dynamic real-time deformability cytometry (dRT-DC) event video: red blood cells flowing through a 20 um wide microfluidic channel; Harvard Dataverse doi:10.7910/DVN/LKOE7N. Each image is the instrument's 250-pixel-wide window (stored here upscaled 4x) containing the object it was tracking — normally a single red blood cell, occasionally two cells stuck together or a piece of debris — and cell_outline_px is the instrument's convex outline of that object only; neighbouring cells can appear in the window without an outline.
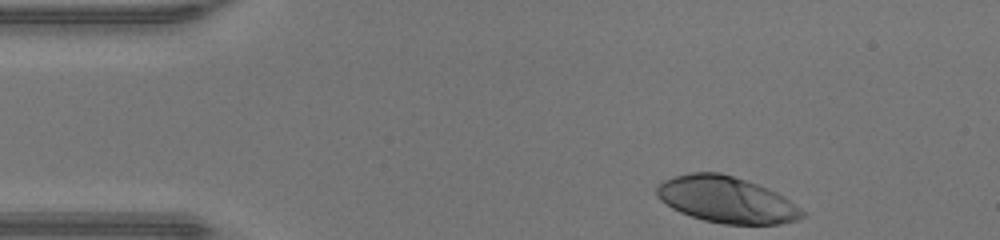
{"species": "human", "species_latin": "Homo sapiens", "temperature_condition": "warm", "stored_images_in_passage": 33, "camera_frame_rate_fps": 3000, "um_per_image_px": 0.085, "donor": {"sex": "male"}, "frame": {"image": 1, "passage_image": 1, "time_ms": 0.0, "image_size_px": [1000, 240], "cell_outline_px": [[808, 216], [796, 220], [780, 224], [724, 224], [704, 220], [680, 212], [672, 208], [660, 200], [656, 196], [656, 188], [664, 180], [672, 176], [688, 172], [720, 172], [768, 188], [784, 196], [800, 208]], "centroid_in_image_um": [61.74, 16.97], "position_along_channel_um": 23.3, "area_um2": 39.25}}
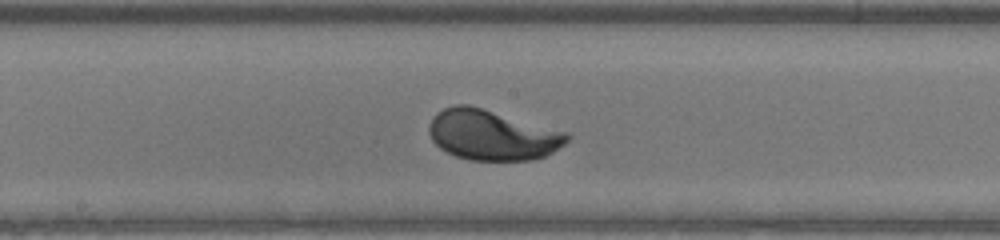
{"frame": {"image": 2, "passage_image": 19, "time_ms": 6.0, "image_size_px": [1000, 240], "cell_outline_px": [[572, 136], [564, 144], [552, 152], [544, 156], [532, 160], [468, 160], [456, 156], [440, 148], [432, 140], [428, 132], [428, 124], [432, 116], [436, 112], [452, 104], [468, 104], [568, 132]], "centroid_in_image_um": [41.81, 11.46], "position_along_channel_um": 206.4, "area_um2": 40.63}}
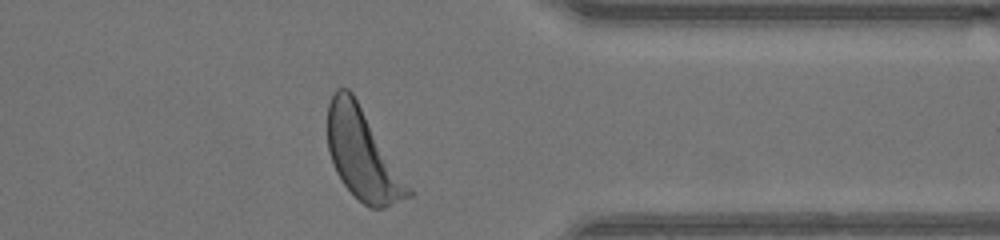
{"frame": {"image": 3, "passage_image": 32, "time_ms": 10.333, "image_size_px": [1000, 240], "cell_outline_px": [[416, 192], [412, 196], [384, 208], [368, 208], [344, 184], [336, 172], [328, 152], [328, 104], [336, 88], [348, 88], [352, 92]], "centroid_in_image_um": [30.87, 13.15], "position_along_channel_um": 380.5, "area_um2": 42.71}, "authors_computed_cell_mechanics": {"area_um2": 39.8242, "velocity_mm_per_s": 4.2935, "shape_relaxation_time_tau1_ms": 1.7948, "shape_relaxation_time_tau2_ms": null, "deformation_change_tau1": 0.1677, "deformation_change_tau2": null}}